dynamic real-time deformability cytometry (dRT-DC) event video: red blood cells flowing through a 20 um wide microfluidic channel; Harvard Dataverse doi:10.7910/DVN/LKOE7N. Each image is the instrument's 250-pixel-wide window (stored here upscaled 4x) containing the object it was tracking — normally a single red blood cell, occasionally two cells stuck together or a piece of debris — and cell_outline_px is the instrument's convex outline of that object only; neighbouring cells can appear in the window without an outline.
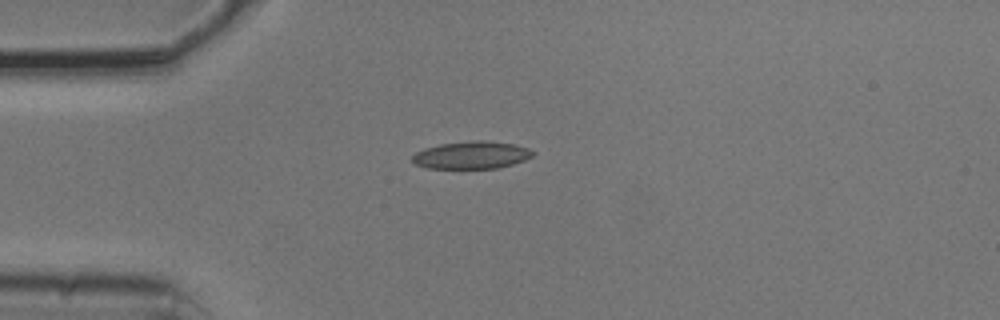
{"species": "common noctule bat (a hibernating species)", "species_latin": "Nyctalus noctula", "temperature_condition": "cold", "stored_images_in_passage": 3, "camera_frame_rate_fps": 3000, "um_per_image_px": 0.085, "animal": {"sex": "male", "body_mass_g": 20.5, "forearm_length_mm": 52.5}, "frame": {"image": 1, "passage_image": 1, "time_ms": 0.0, "image_size_px": [1000, 320], "cell_outline_px": [[536, 152], [532, 156], [524, 160], [512, 164], [496, 168], [428, 168], [416, 164], [412, 160], [412, 156], [416, 152], [424, 148], [440, 144], [472, 140], [484, 140], [516, 144], [528, 148]], "centroid_in_image_um": [40.1, 13.17], "position_along_channel_um": 44.9, "area_um2": 19.31}}
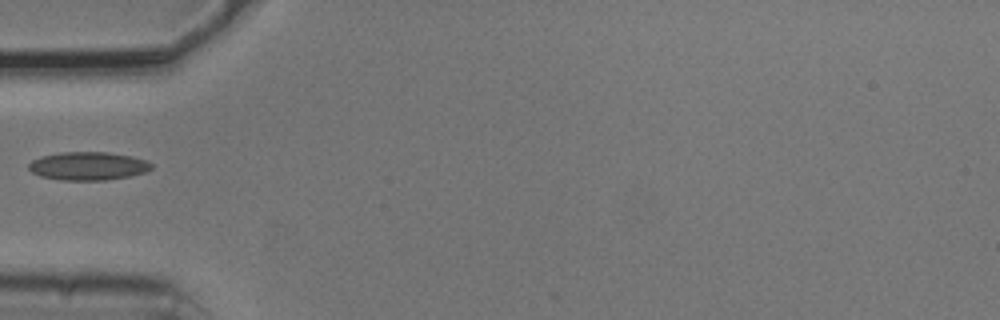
{"frame": {"image": 2, "passage_image": 2, "time_ms": 0.333, "image_size_px": [1000, 320], "cell_outline_px": [[152, 168], [144, 172], [128, 176], [108, 180], [60, 180], [40, 176], [32, 172], [28, 168], [28, 164], [32, 160], [40, 156], [60, 152], [108, 152], [132, 156], [144, 160], [152, 164]], "centroid_in_image_um": [7.45, 14.11], "position_along_channel_um": 77.6, "area_um2": 20.23}}